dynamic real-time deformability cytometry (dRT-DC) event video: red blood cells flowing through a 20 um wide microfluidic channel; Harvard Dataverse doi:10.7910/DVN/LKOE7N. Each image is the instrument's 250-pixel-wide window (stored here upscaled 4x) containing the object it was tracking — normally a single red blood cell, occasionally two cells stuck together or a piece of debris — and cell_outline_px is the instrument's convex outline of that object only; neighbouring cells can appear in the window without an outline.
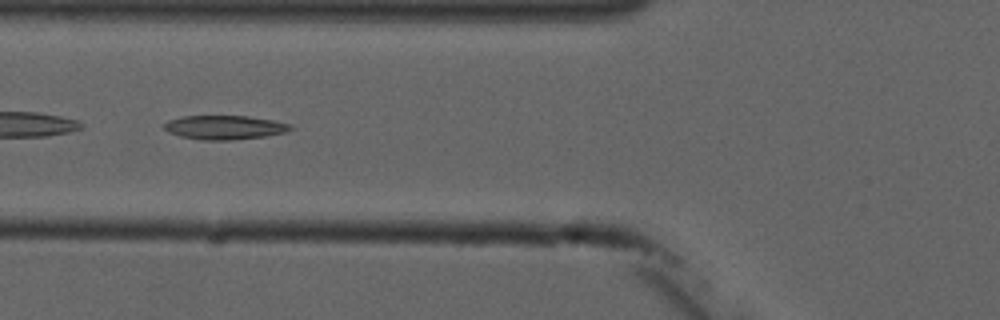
{"species": "common noctule bat (a hibernating species)", "species_latin": "Nyctalus noctula", "temperature_condition": "cold", "stored_images_in_passage": 13, "camera_frame_rate_fps": 3000, "um_per_image_px": 0.085, "animal": {"sex": "male", "forearm_length_mm": 52.5}, "frame": {"image": 1, "passage_image": 4, "time_ms": 4.667, "image_size_px": [1000, 320], "cell_outline_px": [[292, 128], [284, 132], [264, 136], [232, 140], [204, 140], [180, 136], [168, 132], [164, 128], [164, 124], [168, 120], [184, 116], [248, 116], [272, 120], [292, 124]], "centroid_in_image_um": [19.07, 10.82], "position_along_channel_um": 106.7, "area_um2": 17.51}}
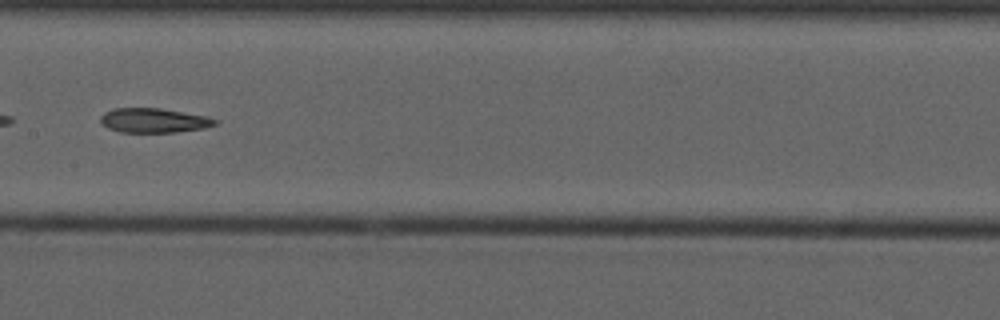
{"frame": {"image": 2, "passage_image": 6, "time_ms": 7.0, "image_size_px": [1000, 320], "cell_outline_px": [[220, 120], [216, 124], [204, 128], [176, 132], [120, 132], [108, 128], [100, 120], [100, 116], [104, 112], [112, 108], [160, 108], [208, 116]], "centroid_in_image_um": [13.09, 10.23], "position_along_channel_um": 194.3, "area_um2": 16.42}}
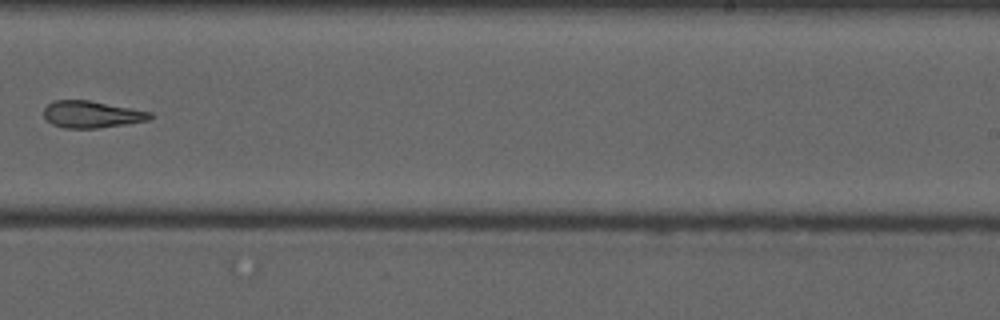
{"frame": {"image": 3, "passage_image": 8, "time_ms": 9.333, "image_size_px": [1000, 320], "cell_outline_px": [[156, 116], [148, 120], [124, 124], [96, 128], [64, 128], [52, 124], [44, 116], [44, 108], [48, 104], [56, 100], [88, 100], [152, 112]], "centroid_in_image_um": [7.81, 9.72], "position_along_channel_um": 281.2, "area_um2": 16.53}, "authors_computed_cell_mechanics": {"area_um2": 17.5134, "velocity_mm_per_s": 3.7529, "shape_relaxation_time_tau1_ms": null, "shape_relaxation_time_tau2_ms": 8.8348, "deformation_change_tau1": null, "deformation_change_tau2": 0.2115}}